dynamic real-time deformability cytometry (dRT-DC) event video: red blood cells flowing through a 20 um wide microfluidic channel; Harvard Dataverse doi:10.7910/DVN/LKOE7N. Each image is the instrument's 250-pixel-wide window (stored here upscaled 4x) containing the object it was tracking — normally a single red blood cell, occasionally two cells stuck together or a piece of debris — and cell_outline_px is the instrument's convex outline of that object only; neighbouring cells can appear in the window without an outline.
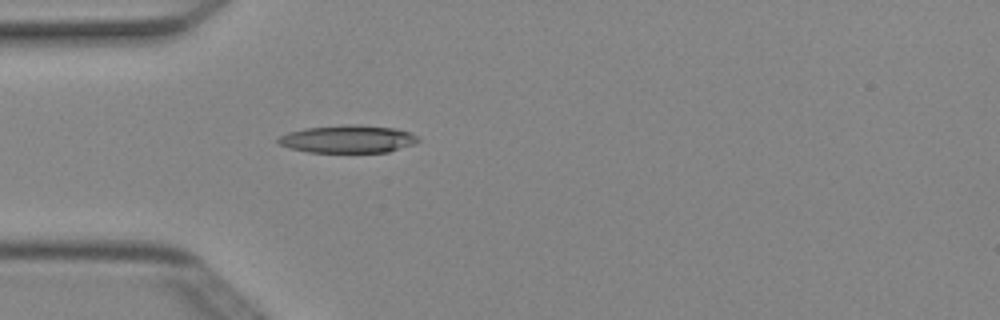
{"species": "Egyptian fruit bat (a non-hibernating species)", "species_latin": "Rousettus aegyptiacus", "temperature_condition": "cold", "stored_images_in_passage": 2, "camera_frame_rate_fps": 3000, "um_per_image_px": 0.085, "animal": {"sex": "female"}, "frame": {"image": 1, "passage_image": 2, "time_ms": 0.333, "image_size_px": [1000, 320], "cell_outline_px": [[420, 140], [412, 144], [388, 152], [308, 152], [292, 148], [280, 144], [276, 140], [280, 136], [288, 132], [304, 128], [348, 124], [352, 124], [396, 128], [408, 132], [416, 136]], "centroid_in_image_um": [29.55, 11.81], "position_along_channel_um": 55.5, "area_um2": 22.37}}